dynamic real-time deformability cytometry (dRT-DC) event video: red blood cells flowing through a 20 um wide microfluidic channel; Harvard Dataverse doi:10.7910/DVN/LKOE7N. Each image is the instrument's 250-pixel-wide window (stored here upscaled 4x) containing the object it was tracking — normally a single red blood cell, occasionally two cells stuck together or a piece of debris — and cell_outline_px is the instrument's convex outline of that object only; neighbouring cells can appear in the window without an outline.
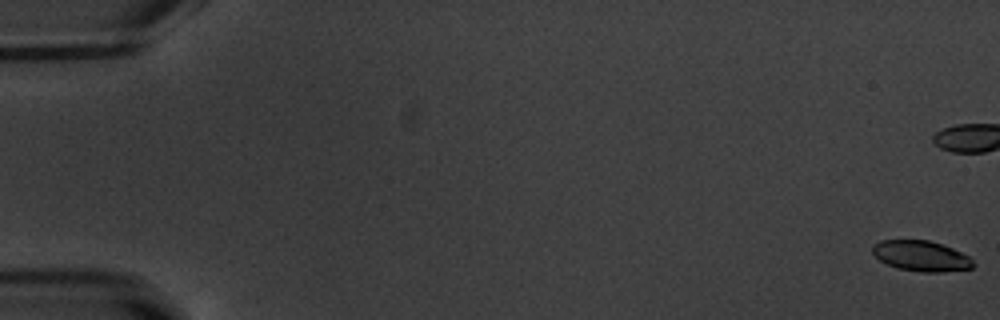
{"species": "common noctule bat (a hibernating species)", "species_latin": "Nyctalus noctula", "temperature_condition": "warm", "stored_images_in_passage": 56, "camera_frame_rate_fps": 3000, "um_per_image_px": 0.085, "animal": {"sex": "male", "body_mass_g": 20.1, "forearm_length_mm": 53.5}, "frame": {"image": 1, "passage_image": 1, "time_ms": 0.0, "image_size_px": [1000, 320], "cell_outline_px": [[976, 264], [972, 268], [940, 272], [920, 272], [896, 268], [880, 260], [872, 252], [872, 244], [880, 240], [928, 240], [952, 248], [968, 256]], "centroid_in_image_um": [78.28, 21.76], "position_along_channel_um": 6.7, "area_um2": 17.86}}
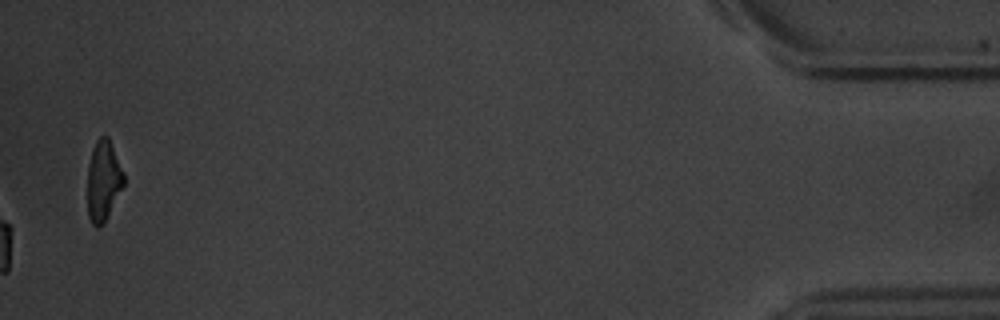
{"frame": {"image": 2, "passage_image": 56, "time_ms": 18.333, "image_size_px": [1000, 320], "cell_outline_px": [[124, 184], [104, 224], [96, 228], [92, 224], [88, 216], [88, 164], [92, 148], [96, 140], [100, 136], [108, 136], [124, 172]], "centroid_in_image_um": [8.78, 15.36], "position_along_channel_um": 426.4, "area_um2": 17.11}, "authors_computed_cell_mechanics": {"area_um2": 20.4323, "velocity_mm_per_s": 3.7924, "shape_relaxation_time_tau1_ms": 3.3104, "shape_relaxation_time_tau2_ms": 4.2138, "deformation_change_tau1": 0.1329, "deformation_change_tau2": 0.0915}}